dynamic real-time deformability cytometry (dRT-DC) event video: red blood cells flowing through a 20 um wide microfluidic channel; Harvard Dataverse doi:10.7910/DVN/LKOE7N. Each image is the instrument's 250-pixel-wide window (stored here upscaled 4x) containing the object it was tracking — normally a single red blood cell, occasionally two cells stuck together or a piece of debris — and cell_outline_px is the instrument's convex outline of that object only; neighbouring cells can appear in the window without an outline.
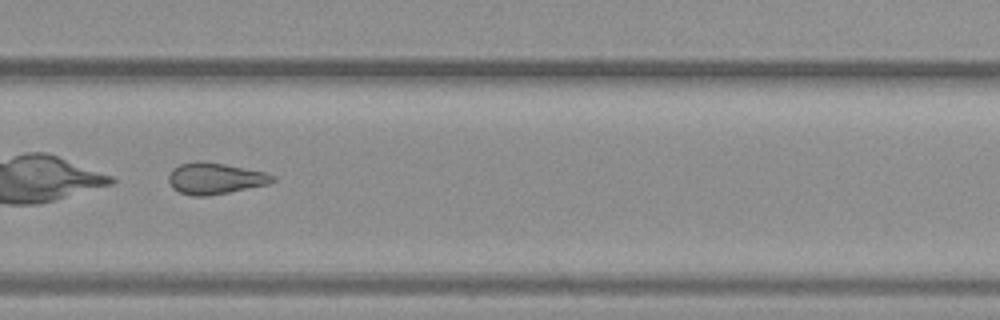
{"species": "common noctule bat (a hibernating species)", "species_latin": "Nyctalus noctula", "temperature_condition": "warm", "stored_images_in_passage": 45, "camera_frame_rate_fps": 3000, "um_per_image_px": 0.085, "animal": {"sex": "female", "body_mass_g": 19.3, "forearm_length_mm": 54.1}, "frame": {"image": 1, "passage_image": 32, "time_ms": 10.333, "image_size_px": [1000, 320], "cell_outline_px": [[276, 180], [268, 184], [208, 196], [192, 196], [180, 192], [172, 188], [168, 180], [168, 176], [172, 168], [180, 164], [196, 160], [200, 160], [224, 164], [264, 172], [276, 176]], "centroid_in_image_um": [18.24, 15.16], "position_along_channel_um": 311.6, "area_um2": 19.02}}